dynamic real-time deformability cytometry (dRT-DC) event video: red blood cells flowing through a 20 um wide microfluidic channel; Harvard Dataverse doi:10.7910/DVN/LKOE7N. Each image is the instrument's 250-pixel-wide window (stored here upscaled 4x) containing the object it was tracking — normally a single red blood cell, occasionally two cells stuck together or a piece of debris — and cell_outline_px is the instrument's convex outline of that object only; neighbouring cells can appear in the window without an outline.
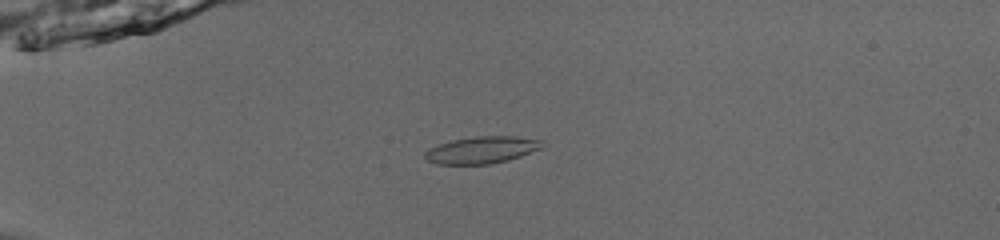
{"species": "common noctule bat (a hibernating species)", "species_latin": "Nyctalus noctula", "temperature_condition": "room temperature", "stored_images_in_passage": 54, "camera_frame_rate_fps": 3000, "um_per_image_px": 0.085, "animal": {"sex": "male", "body_mass_g": 13.0, "forearm_length_mm": 53.1}, "frame": {"image": 1, "passage_image": 16, "time_ms": 5.0, "image_size_px": [1000, 240], "cell_outline_px": [[548, 144], [544, 148], [508, 160], [492, 164], [436, 164], [428, 160], [424, 156], [424, 152], [428, 148], [452, 140], [476, 136], [516, 136], [544, 140]], "centroid_in_image_um": [41.03, 12.74], "position_along_channel_um": 44.0, "area_um2": 18.73}}
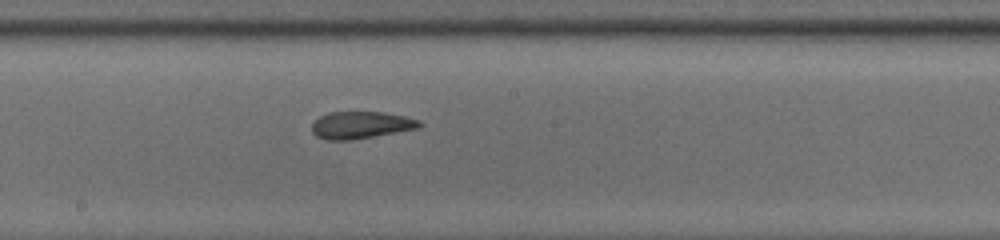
{"frame": {"image": 2, "passage_image": 32, "time_ms": 10.333, "image_size_px": [1000, 240], "cell_outline_px": [[424, 124], [420, 128], [352, 140], [328, 140], [316, 136], [312, 132], [312, 124], [320, 116], [328, 112], [384, 112], [404, 116], [420, 120]], "centroid_in_image_um": [30.7, 10.63], "position_along_channel_um": 217.5, "area_um2": 17.11}}
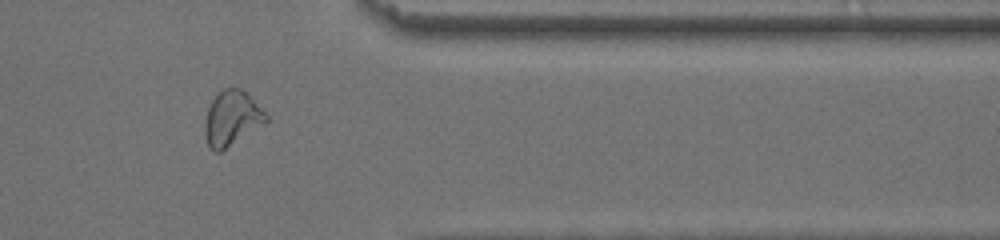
{"frame": {"image": 3, "passage_image": 46, "time_ms": 15.0, "image_size_px": [1000, 240], "cell_outline_px": [[268, 120], [220, 152], [216, 152], [208, 148], [204, 132], [204, 124], [208, 108], [212, 100], [224, 88], [240, 88], [268, 116]], "centroid_in_image_um": [19.65, 10.08], "position_along_channel_um": 391.8, "area_um2": 18.96}, "authors_computed_cell_mechanics": {"area_um2": 18.6694, "velocity_mm_per_s": 3.8889, "shape_relaxation_time_tau1_ms": null, "shape_relaxation_time_tau2_ms": 1.8008, "deformation_change_tau1": null, "deformation_change_tau2": 0.079}}